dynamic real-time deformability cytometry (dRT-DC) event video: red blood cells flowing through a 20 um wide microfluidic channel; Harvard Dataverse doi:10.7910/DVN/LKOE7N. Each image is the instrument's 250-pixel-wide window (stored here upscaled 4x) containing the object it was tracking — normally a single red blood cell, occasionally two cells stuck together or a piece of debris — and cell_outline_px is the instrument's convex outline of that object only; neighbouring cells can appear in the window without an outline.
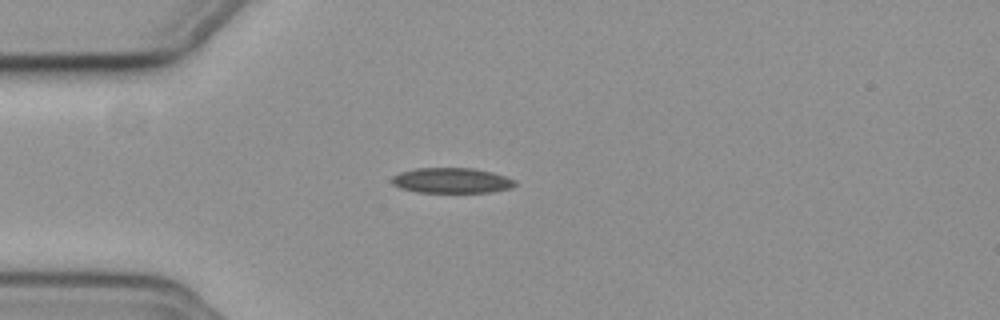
{"species": "common noctule bat (a hibernating species)", "species_latin": "Nyctalus noctula", "temperature_condition": "cold", "stored_images_in_passage": 33, "camera_frame_rate_fps": 3000, "um_per_image_px": 0.085, "animal": {"sex": "female", "body_mass_g": 19.3, "forearm_length_mm": 54.1}, "frame": {"image": 1, "passage_image": 1, "time_ms": 0.0, "image_size_px": [1000, 320], "cell_outline_px": [[516, 184], [508, 188], [488, 192], [416, 192], [400, 188], [392, 184], [392, 176], [400, 172], [416, 168], [472, 168], [492, 172], [516, 180]], "centroid_in_image_um": [38.34, 15.34], "position_along_channel_um": 46.7, "area_um2": 18.03}}
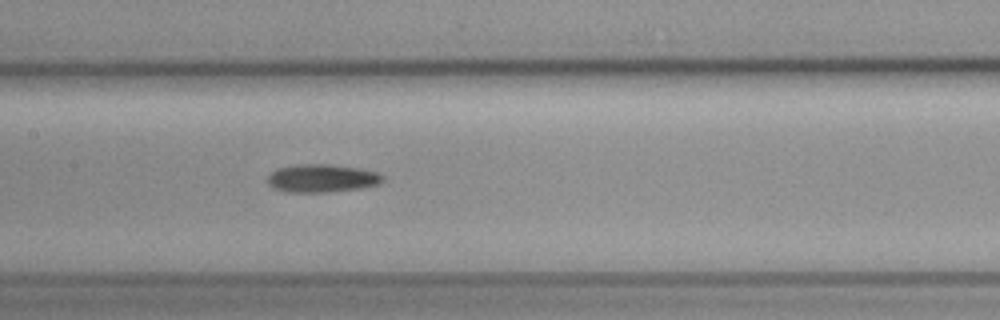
{"frame": {"image": 2, "passage_image": 13, "time_ms": 4.0, "image_size_px": [1000, 320], "cell_outline_px": [[384, 180], [380, 184], [360, 188], [328, 192], [284, 192], [272, 188], [268, 184], [268, 176], [276, 168], [296, 164], [328, 164], [356, 168], [376, 172], [384, 176]], "centroid_in_image_um": [27.33, 15.16], "position_along_channel_um": 180.1, "area_um2": 18.9}}
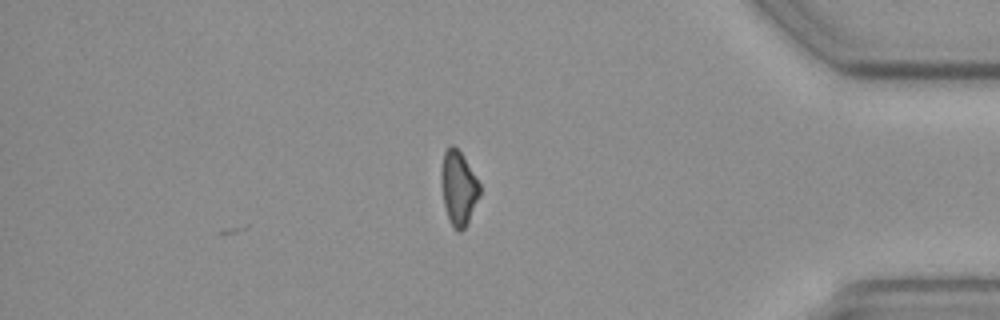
{"frame": {"image": 3, "passage_image": 33, "time_ms": 10.667, "image_size_px": [1000, 320], "cell_outline_px": [[480, 196], [468, 224], [460, 232], [456, 232], [448, 216], [444, 204], [440, 180], [440, 172], [444, 152], [448, 144], [452, 144], [460, 152], [480, 184]], "centroid_in_image_um": [38.97, 15.99], "position_along_channel_um": 396.2, "area_um2": 16.7}, "authors_computed_cell_mechanics": {"area_um2": 18.0914, "velocity_mm_per_s": 3.7603, "shape_relaxation_time_tau1_ms": 5.3497, "shape_relaxation_time_tau2_ms": null, "deformation_change_tau1": 0.1036, "deformation_change_tau2": null}}